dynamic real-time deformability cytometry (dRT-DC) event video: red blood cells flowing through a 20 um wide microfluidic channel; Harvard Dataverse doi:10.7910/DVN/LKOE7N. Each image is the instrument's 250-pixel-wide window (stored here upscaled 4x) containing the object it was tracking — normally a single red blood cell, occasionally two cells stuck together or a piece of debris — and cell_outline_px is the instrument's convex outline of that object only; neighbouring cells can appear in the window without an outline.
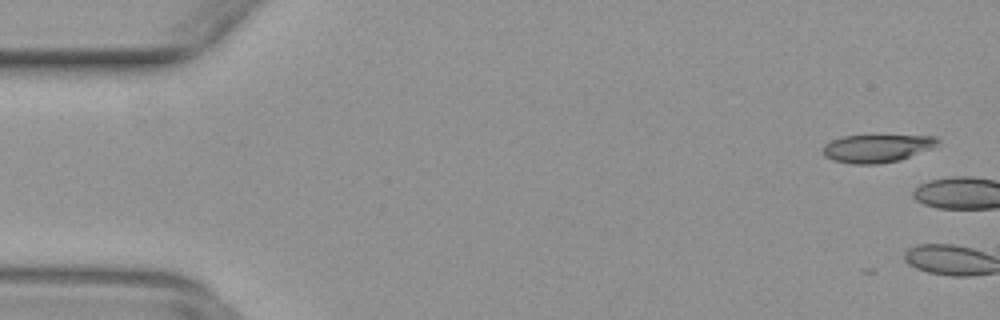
{"species": "common noctule bat (a hibernating species)", "species_latin": "Nyctalus noctula", "temperature_condition": "warm", "stored_images_in_passage": 3, "camera_frame_rate_fps": 3000, "um_per_image_px": 0.085, "animal": {"sex": "female", "body_mass_g": 29.2, "forearm_length_mm": 56.3}, "frame": {"image": 1, "passage_image": 2, "time_ms": 0.333, "image_size_px": [1000, 320], "cell_outline_px": [[940, 140], [932, 148], [900, 160], [876, 164], [852, 164], [832, 160], [824, 156], [824, 144], [832, 140], [844, 136], [936, 136]], "centroid_in_image_um": [74.52, 12.62], "position_along_channel_um": 10.5, "area_um2": 18.44}}